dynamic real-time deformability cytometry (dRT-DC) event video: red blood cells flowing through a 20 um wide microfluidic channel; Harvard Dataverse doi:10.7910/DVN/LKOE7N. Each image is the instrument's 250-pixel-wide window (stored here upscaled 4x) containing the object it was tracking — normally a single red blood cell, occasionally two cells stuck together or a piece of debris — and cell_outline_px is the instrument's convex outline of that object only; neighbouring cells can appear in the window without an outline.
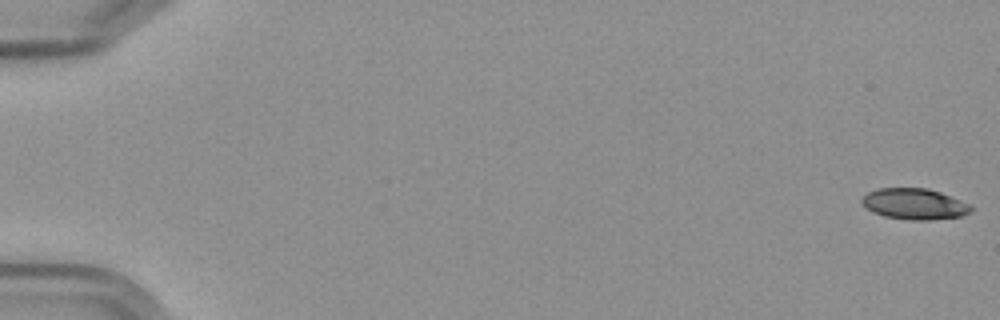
{"species": "Egyptian fruit bat (a non-hibernating species)", "species_latin": "Rousettus aegyptiacus", "temperature_condition": "cold", "stored_images_in_passage": 9, "camera_frame_rate_fps": 3000, "um_per_image_px": 0.085, "frame": {"image": 1, "passage_image": 1, "time_ms": 0.0, "image_size_px": [1000, 320], "cell_outline_px": [[972, 212], [964, 216], [928, 220], [912, 220], [884, 216], [872, 212], [864, 208], [860, 204], [860, 200], [868, 192], [876, 188], [928, 188], [940, 192], [972, 204]], "centroid_in_image_um": [77.73, 17.34], "position_along_channel_um": 7.3, "area_um2": 20.06}}
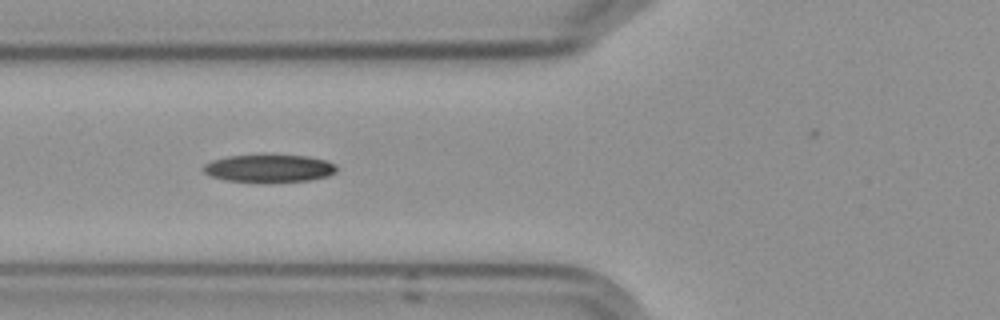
{"frame": {"image": 2, "passage_image": 7, "time_ms": 7.333, "image_size_px": [1000, 320], "cell_outline_px": [[336, 172], [328, 176], [308, 180], [272, 184], [260, 184], [224, 180], [212, 176], [204, 172], [200, 168], [204, 164], [212, 160], [228, 156], [264, 152], [272, 152], [308, 156], [324, 160], [336, 164]], "centroid_in_image_um": [22.84, 14.29], "position_along_channel_um": 103.0, "area_um2": 23.18}}
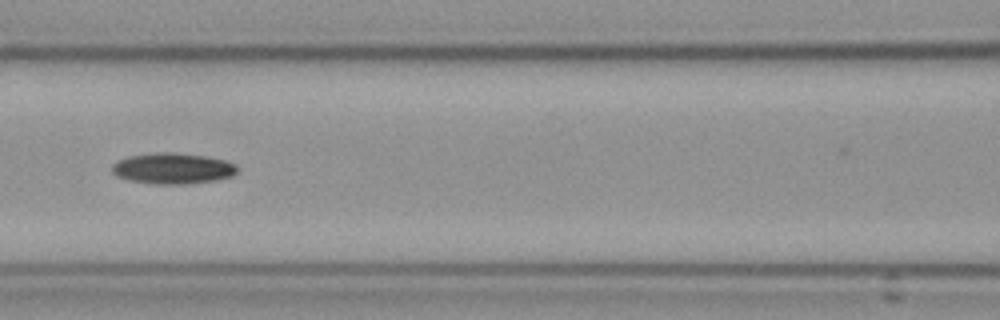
{"frame": {"image": 3, "passage_image": 8, "time_ms": 8.667, "image_size_px": [1000, 320], "cell_outline_px": [[240, 168], [232, 176], [216, 180], [184, 184], [156, 184], [132, 180], [116, 176], [112, 172], [112, 164], [116, 160], [128, 156], [160, 152], [172, 152], [204, 156], [224, 160], [236, 164]], "centroid_in_image_um": [14.69, 14.31], "position_along_channel_um": 151.9, "area_um2": 22.54}}